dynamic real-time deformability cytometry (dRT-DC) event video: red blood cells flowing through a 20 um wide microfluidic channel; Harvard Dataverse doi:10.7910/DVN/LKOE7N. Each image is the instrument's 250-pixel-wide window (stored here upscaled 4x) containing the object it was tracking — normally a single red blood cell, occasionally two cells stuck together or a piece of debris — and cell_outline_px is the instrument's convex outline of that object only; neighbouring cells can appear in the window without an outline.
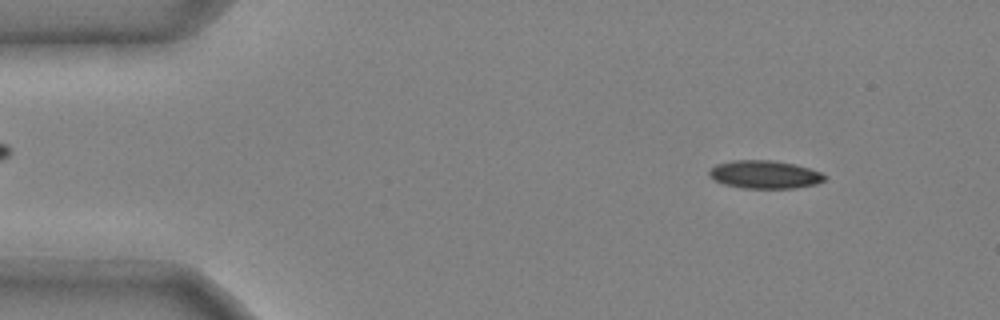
{"species": "common noctule bat (a hibernating species)", "species_latin": "Nyctalus noctula", "temperature_condition": "cold", "stored_images_in_passage": 47, "camera_frame_rate_fps": 3000, "um_per_image_px": 0.085, "animal": {"sex": "male", "body_mass_g": 20.4}, "frame": {"image": 1, "passage_image": 5, "time_ms": 1.333, "image_size_px": [1000, 320], "cell_outline_px": [[828, 176], [824, 180], [816, 184], [796, 188], [744, 188], [724, 184], [708, 176], [708, 172], [716, 164], [732, 160], [772, 160], [796, 164], [820, 172]], "centroid_in_image_um": [65.01, 14.83], "position_along_channel_um": 20.0, "area_um2": 18.9}}
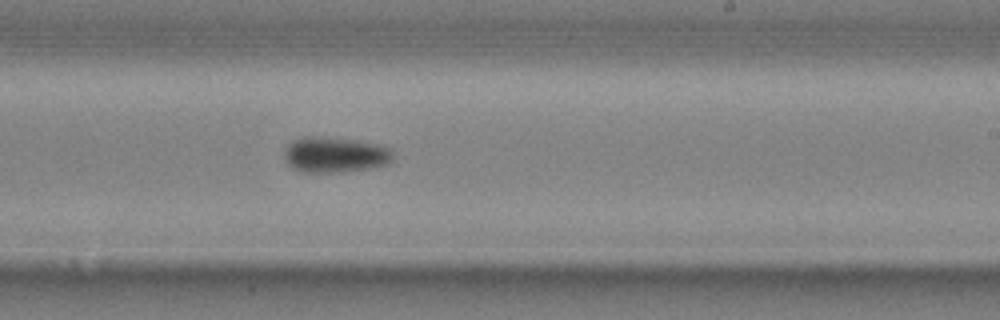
{"frame": {"image": 2, "passage_image": 29, "time_ms": 9.333, "image_size_px": [1000, 320], "cell_outline_px": [[392, 160], [388, 164], [368, 168], [340, 172], [304, 172], [288, 164], [284, 156], [284, 148], [292, 140], [304, 136], [320, 136], [360, 140], [384, 144], [392, 152]], "centroid_in_image_um": [28.48, 13.12], "position_along_channel_um": 260.5, "area_um2": 22.77}}
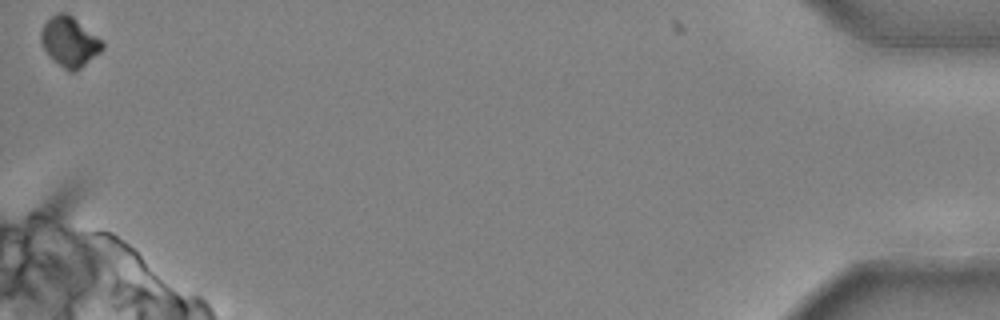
{"frame": {"image": 3, "passage_image": 47, "time_ms": 15.333, "image_size_px": [1000, 320], "cell_outline_px": [[104, 48], [100, 52], [80, 68], [72, 72], [68, 72], [52, 60], [44, 48], [40, 40], [40, 32], [44, 24], [56, 12], [68, 12], [100, 40], [104, 44]], "centroid_in_image_um": [5.88, 3.55], "position_along_channel_um": 429.3, "area_um2": 17.63}, "authors_computed_cell_mechanics": {"area_um2": 19.941, "velocity_mm_per_s": 3.9918, "shape_relaxation_time_tau1_ms": 3.742, "shape_relaxation_time_tau2_ms": null, "deformation_change_tau1": 0.1525, "deformation_change_tau2": null}}